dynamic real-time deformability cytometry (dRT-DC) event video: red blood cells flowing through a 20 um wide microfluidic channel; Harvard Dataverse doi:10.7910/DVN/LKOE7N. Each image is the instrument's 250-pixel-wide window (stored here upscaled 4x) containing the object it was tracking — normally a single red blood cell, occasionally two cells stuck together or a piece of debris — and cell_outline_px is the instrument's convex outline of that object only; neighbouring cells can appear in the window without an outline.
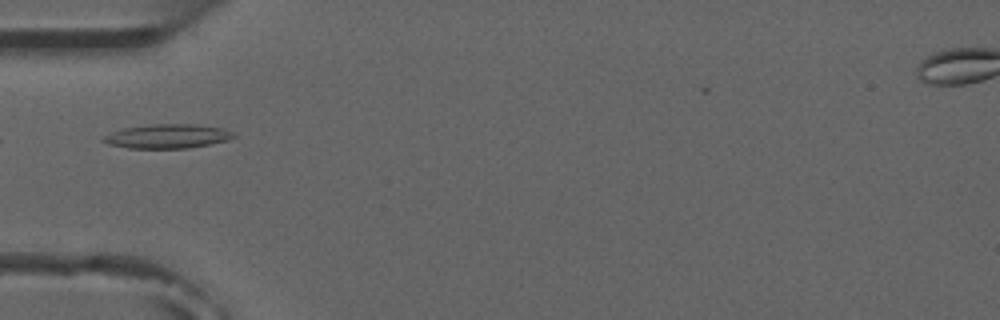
{"species": "common noctule bat (a hibernating species)", "species_latin": "Nyctalus noctula", "temperature_condition": "room temperature", "stored_images_in_passage": 5, "camera_frame_rate_fps": 3000, "um_per_image_px": 0.085, "animal": {"sex": "male", "forearm_length_mm": 52.5}, "frame": {"image": 1, "passage_image": 4, "time_ms": 4.333, "image_size_px": [1000, 320], "cell_outline_px": [[236, 136], [228, 140], [188, 148], [128, 148], [108, 144], [100, 140], [104, 136], [112, 132], [124, 128], [152, 124], [196, 124], [224, 128], [236, 132]], "centroid_in_image_um": [14.27, 11.57], "position_along_channel_um": 70.7, "area_um2": 18.38}}
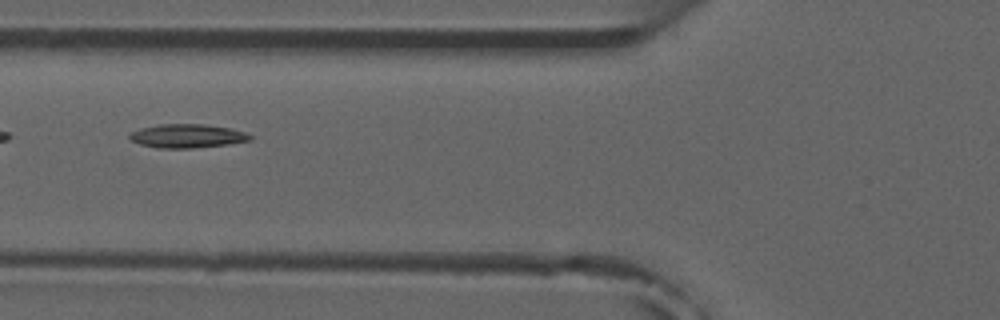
{"frame": {"image": 2, "passage_image": 5, "time_ms": 5.333, "image_size_px": [1000, 320], "cell_outline_px": [[252, 140], [228, 144], [192, 148], [160, 148], [140, 144], [132, 140], [128, 136], [132, 132], [140, 128], [160, 124], [204, 124], [232, 128], [244, 132], [252, 136]], "centroid_in_image_um": [15.94, 11.55], "position_along_channel_um": 109.9, "area_um2": 16.59}}